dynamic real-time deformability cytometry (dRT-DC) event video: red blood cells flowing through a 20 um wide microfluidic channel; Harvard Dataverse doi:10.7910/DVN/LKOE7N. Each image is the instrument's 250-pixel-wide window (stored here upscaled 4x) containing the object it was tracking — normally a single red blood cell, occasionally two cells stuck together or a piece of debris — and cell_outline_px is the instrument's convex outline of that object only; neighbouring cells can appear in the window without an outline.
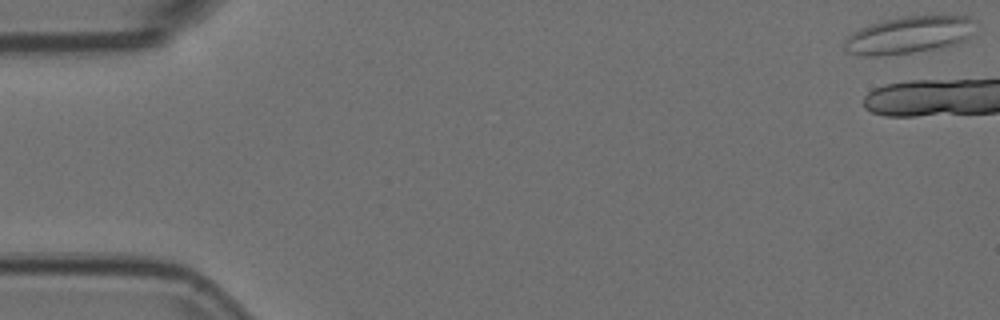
{"species": "Egyptian fruit bat (a non-hibernating species)", "species_latin": "Rousettus aegyptiacus", "temperature_condition": "room temperature", "stored_images_in_passage": 6, "camera_frame_rate_fps": 3000, "um_per_image_px": 0.085, "animal": {"sex": "female"}, "frame": {"image": 1, "passage_image": 1, "time_ms": 0.0, "image_size_px": [1000, 320], "cell_outline_px": [[976, 20], [968, 40], [956, 44], [936, 48], [912, 52], [880, 56], [860, 56], [844, 52], [844, 36], [860, 28], [884, 20], [904, 16], [968, 16]], "centroid_in_image_um": [77.21, 2.98], "position_along_channel_um": 7.8, "area_um2": 28.61}}
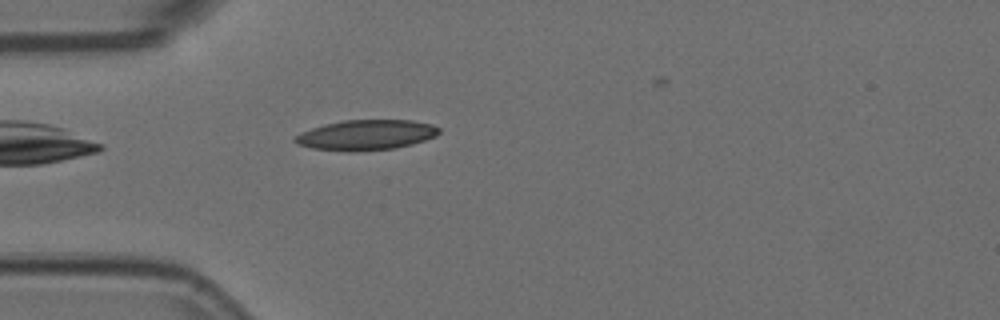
{"frame": {"image": 2, "passage_image": 6, "time_ms": 1.667, "image_size_px": [1000, 320], "cell_outline_px": [[440, 132], [436, 136], [412, 144], [396, 148], [352, 152], [348, 152], [312, 148], [296, 144], [292, 140], [300, 132], [324, 124], [344, 120], [412, 120], [432, 124], [440, 128]], "centroid_in_image_um": [31.11, 11.47], "position_along_channel_um": 53.9, "area_um2": 25.55}}